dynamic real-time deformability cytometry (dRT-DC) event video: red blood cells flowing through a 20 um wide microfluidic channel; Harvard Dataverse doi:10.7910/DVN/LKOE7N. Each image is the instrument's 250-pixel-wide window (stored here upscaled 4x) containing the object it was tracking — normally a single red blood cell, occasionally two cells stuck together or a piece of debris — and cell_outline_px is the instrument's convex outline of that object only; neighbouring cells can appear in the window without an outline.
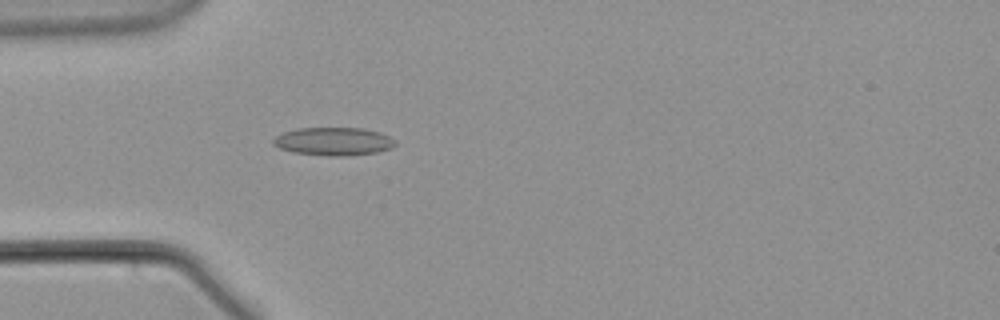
{"species": "common noctule bat (a hibernating species)", "species_latin": "Nyctalus noctula", "temperature_condition": "warm", "stored_images_in_passage": 56, "camera_frame_rate_fps": 3000, "um_per_image_px": 0.085, "animal": {"sex": "male", "body_mass_g": 21.5, "forearm_length_mm": 52.0}, "frame": {"image": 1, "passage_image": 17, "time_ms": 5.333, "image_size_px": [1000, 320], "cell_outline_px": [[396, 144], [392, 148], [376, 152], [344, 156], [328, 156], [292, 152], [280, 148], [272, 144], [272, 140], [276, 136], [284, 132], [296, 128], [364, 128], [380, 132], [396, 140]], "centroid_in_image_um": [28.35, 12.01], "position_along_channel_um": 56.6, "area_um2": 20.06}}
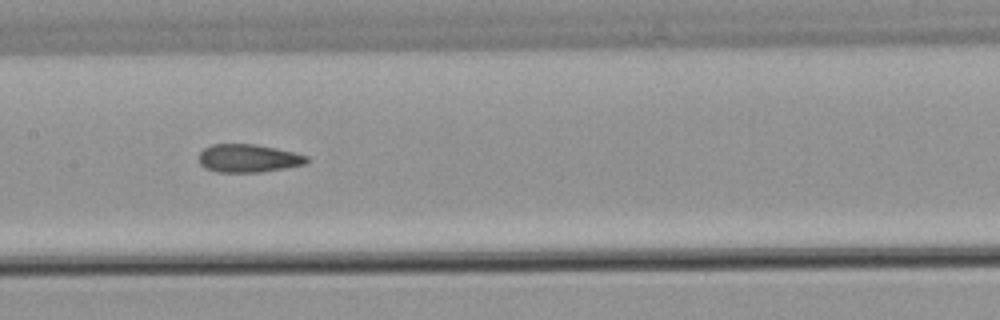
{"frame": {"image": 2, "passage_image": 28, "time_ms": 9.0, "image_size_px": [1000, 320], "cell_outline_px": [[308, 164], [260, 172], [216, 172], [204, 168], [200, 164], [200, 152], [204, 148], [212, 144], [256, 144], [276, 148], [308, 156]], "centroid_in_image_um": [21.11, 13.45], "position_along_channel_um": 186.3, "area_um2": 17.69}}
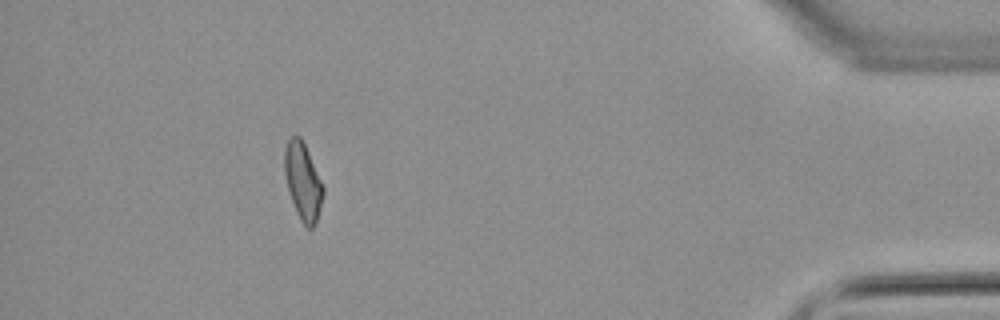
{"frame": {"image": 3, "passage_image": 51, "time_ms": 16.667, "image_size_px": [1000, 320], "cell_outline_px": [[324, 192], [316, 220], [312, 228], [308, 228], [300, 220], [296, 212], [288, 188], [284, 172], [284, 148], [288, 140], [292, 136], [300, 136], [308, 152], [324, 188]], "centroid_in_image_um": [25.72, 15.4], "position_along_channel_um": 409.5, "area_um2": 16.94}}